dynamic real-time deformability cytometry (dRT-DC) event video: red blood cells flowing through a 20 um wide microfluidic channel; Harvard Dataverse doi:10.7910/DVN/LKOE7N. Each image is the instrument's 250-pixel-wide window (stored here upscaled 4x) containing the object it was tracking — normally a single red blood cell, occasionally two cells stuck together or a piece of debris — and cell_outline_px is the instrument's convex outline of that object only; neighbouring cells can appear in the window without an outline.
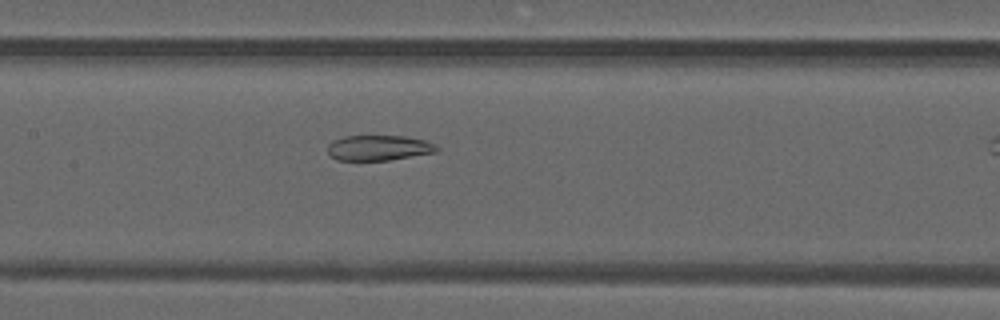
{"species": "common noctule bat (a hibernating species)", "species_latin": "Nyctalus noctula", "temperature_condition": "warm", "stored_images_in_passage": 27, "camera_frame_rate_fps": 3000, "um_per_image_px": 0.085, "animal": {"sex": "male", "forearm_length_mm": 52.5}, "frame": {"image": 1, "passage_image": 20, "time_ms": 6.333, "image_size_px": [1000, 320], "cell_outline_px": [[440, 148], [436, 152], [388, 160], [336, 160], [328, 156], [328, 144], [332, 140], [344, 136], [404, 136], [424, 140]], "centroid_in_image_um": [32.13, 12.57], "position_along_channel_um": 175.3, "area_um2": 16.07}}
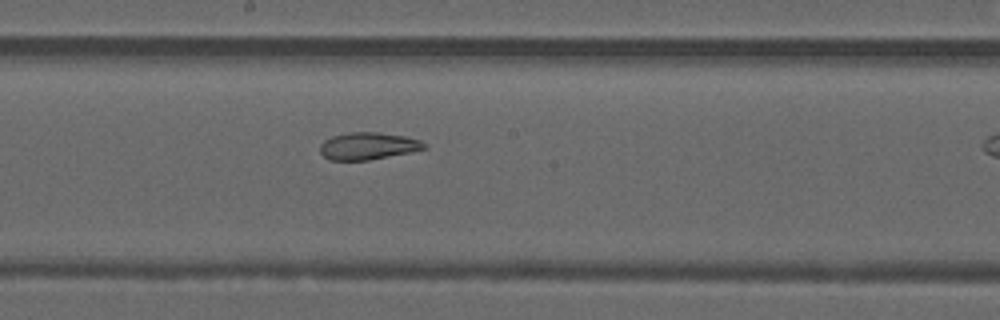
{"frame": {"image": 2, "passage_image": 23, "time_ms": 7.333, "image_size_px": [1000, 320], "cell_outline_px": [[428, 148], [368, 160], [328, 160], [320, 152], [320, 144], [324, 140], [332, 136], [348, 132], [380, 132], [404, 136], [420, 140], [428, 144]], "centroid_in_image_um": [31.27, 12.4], "position_along_channel_um": 216.9, "area_um2": 16.53}}